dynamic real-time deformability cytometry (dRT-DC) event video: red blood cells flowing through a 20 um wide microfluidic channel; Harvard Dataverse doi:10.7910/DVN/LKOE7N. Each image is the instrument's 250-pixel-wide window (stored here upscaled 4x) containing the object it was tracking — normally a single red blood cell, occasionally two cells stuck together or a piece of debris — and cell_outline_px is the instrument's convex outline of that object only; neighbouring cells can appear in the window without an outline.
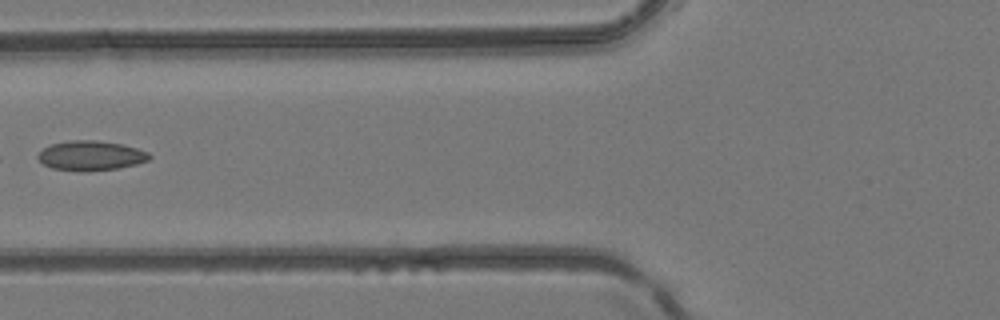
{"species": "common noctule bat (a hibernating species)", "species_latin": "Nyctalus noctula", "temperature_condition": "room temperature", "stored_images_in_passage": 5, "camera_frame_rate_fps": 3000, "um_per_image_px": 0.085, "animal": {"sex": "female", "body_mass_g": 24.6, "forearm_length_mm": 56.2}, "frame": {"image": 1, "passage_image": 5, "time_ms": 1.333, "image_size_px": [1000, 320], "cell_outline_px": [[152, 156], [148, 160], [136, 164], [120, 168], [80, 172], [52, 168], [44, 164], [36, 156], [44, 148], [52, 144], [68, 140], [96, 140], [120, 144], [136, 148], [148, 152]], "centroid_in_image_um": [7.72, 13.23], "position_along_channel_um": 118.1, "area_um2": 19.25}}